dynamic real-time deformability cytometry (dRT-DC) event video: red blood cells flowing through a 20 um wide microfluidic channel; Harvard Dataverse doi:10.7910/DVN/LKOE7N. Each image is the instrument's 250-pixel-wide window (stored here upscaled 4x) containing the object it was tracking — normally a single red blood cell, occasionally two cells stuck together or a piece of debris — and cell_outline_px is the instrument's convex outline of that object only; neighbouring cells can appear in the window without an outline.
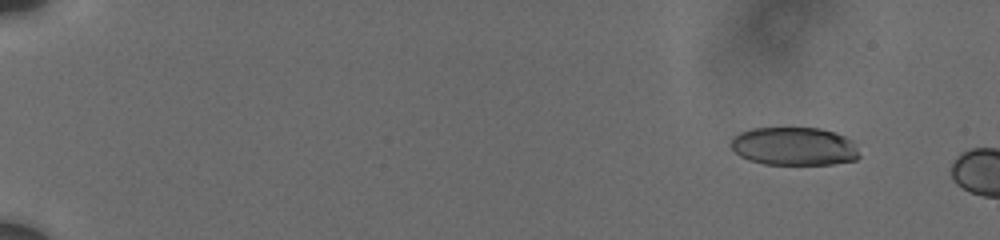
{"species": "human", "species_latin": "Homo sapiens", "temperature_condition": "cold", "stored_images_in_passage": 10, "camera_frame_rate_fps": 3000, "um_per_image_px": 0.085, "donor": {"sex": "male"}, "frame": {"image": 1, "passage_image": 5, "time_ms": 1.333, "image_size_px": [1000, 240], "cell_outline_px": [[860, 156], [856, 160], [832, 164], [764, 164], [748, 160], [740, 156], [728, 144], [740, 132], [752, 128], [820, 128], [836, 132], [852, 140]], "centroid_in_image_um": [67.5, 12.44], "position_along_channel_um": 17.5, "area_um2": 28.67}}